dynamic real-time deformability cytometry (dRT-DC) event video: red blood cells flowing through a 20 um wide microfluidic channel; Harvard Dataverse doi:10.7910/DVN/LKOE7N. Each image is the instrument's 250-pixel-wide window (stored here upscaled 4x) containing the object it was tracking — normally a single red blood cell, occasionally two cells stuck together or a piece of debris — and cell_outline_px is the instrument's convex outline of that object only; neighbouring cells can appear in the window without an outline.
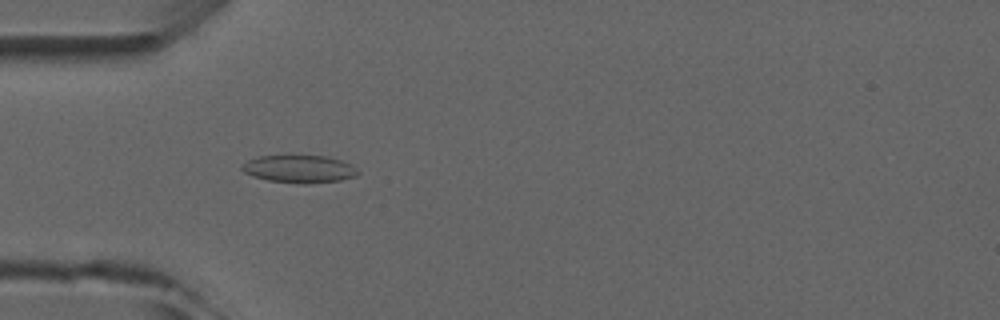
{"species": "common noctule bat (a hibernating species)", "species_latin": "Nyctalus noctula", "temperature_condition": "room temperature", "stored_images_in_passage": 5, "camera_frame_rate_fps": 3000, "um_per_image_px": 0.085, "animal": {"sex": "male", "forearm_length_mm": 52.5}, "frame": {"image": 1, "passage_image": 4, "time_ms": 3.333, "image_size_px": [1000, 320], "cell_outline_px": [[360, 172], [356, 176], [340, 180], [268, 180], [252, 176], [244, 172], [240, 168], [248, 160], [260, 156], [328, 156], [352, 164]], "centroid_in_image_um": [25.44, 14.3], "position_along_channel_um": 59.6, "area_um2": 17.51}}
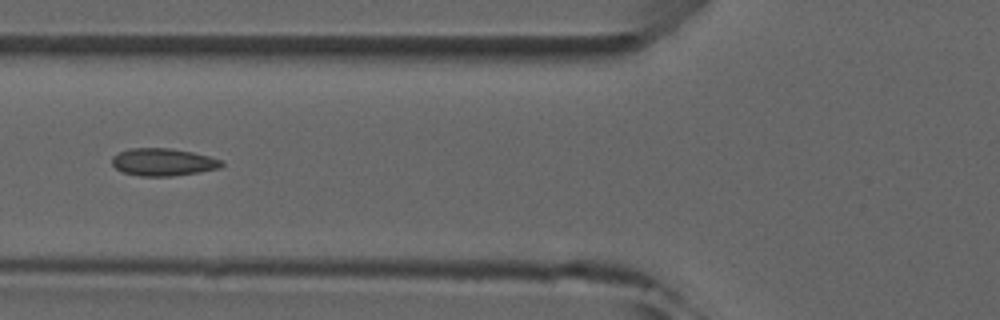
{"frame": {"image": 2, "passage_image": 5, "time_ms": 4.667, "image_size_px": [1000, 320], "cell_outline_px": [[224, 164], [220, 168], [200, 172], [172, 176], [140, 176], [124, 172], [116, 168], [112, 164], [112, 156], [120, 152], [132, 148], [172, 148], [192, 152], [224, 160]], "centroid_in_image_um": [13.9, 13.78], "position_along_channel_um": 111.9, "area_um2": 17.57}}